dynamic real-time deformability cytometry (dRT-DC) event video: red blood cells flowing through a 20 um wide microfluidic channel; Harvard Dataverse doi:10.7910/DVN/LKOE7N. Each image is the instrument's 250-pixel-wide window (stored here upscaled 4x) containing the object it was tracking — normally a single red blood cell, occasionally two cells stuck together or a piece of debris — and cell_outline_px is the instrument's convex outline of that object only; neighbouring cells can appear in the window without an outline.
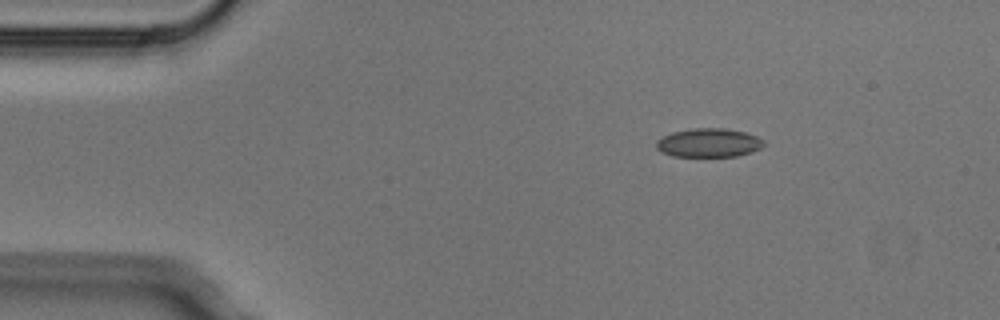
{"species": "Egyptian fruit bat (a non-hibernating species)", "species_latin": "Rousettus aegyptiacus", "temperature_condition": "cold", "stored_images_in_passage": 2, "camera_frame_rate_fps": 3000, "um_per_image_px": 0.085, "animal": {"sex": "male"}, "frame": {"image": 1, "passage_image": 1, "time_ms": 0.0, "image_size_px": [1000, 320], "cell_outline_px": [[768, 144], [752, 152], [736, 156], [672, 156], [660, 152], [656, 148], [656, 140], [672, 132], [692, 128], [724, 128], [744, 132], [756, 136], [764, 140]], "centroid_in_image_um": [60.25, 12.14], "position_along_channel_um": 24.8, "area_um2": 18.15}}